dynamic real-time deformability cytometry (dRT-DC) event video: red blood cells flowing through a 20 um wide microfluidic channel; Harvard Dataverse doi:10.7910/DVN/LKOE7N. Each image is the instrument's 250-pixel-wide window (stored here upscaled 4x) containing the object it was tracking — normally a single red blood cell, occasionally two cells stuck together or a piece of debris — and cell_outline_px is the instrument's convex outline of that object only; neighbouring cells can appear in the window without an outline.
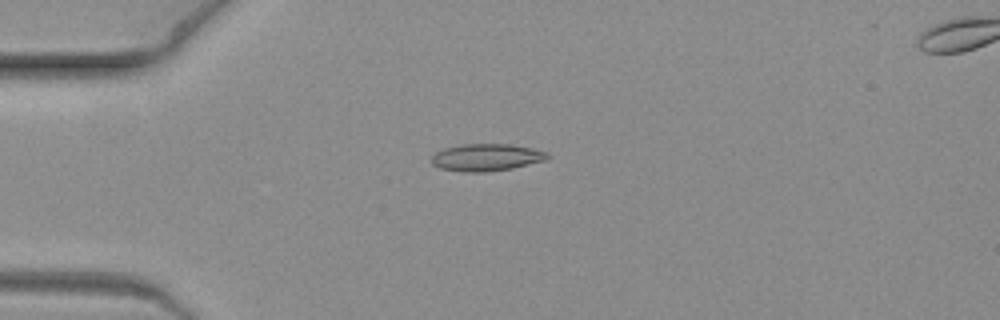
{"species": "common noctule bat (a hibernating species)", "species_latin": "Nyctalus noctula", "temperature_condition": "warm", "stored_images_in_passage": 8, "camera_frame_rate_fps": 3000, "um_per_image_px": 0.085, "animal": {"sex": "female", "body_mass_g": 19.3, "forearm_length_mm": 54.1}, "frame": {"image": 1, "passage_image": 1, "time_ms": 0.0, "image_size_px": [1000, 320], "cell_outline_px": [[552, 156], [544, 160], [512, 168], [488, 172], [464, 172], [440, 168], [432, 164], [432, 156], [436, 152], [444, 148], [464, 144], [512, 144], [532, 148], [548, 152]], "centroid_in_image_um": [41.36, 13.37], "position_along_channel_um": 43.6, "area_um2": 18.38}}
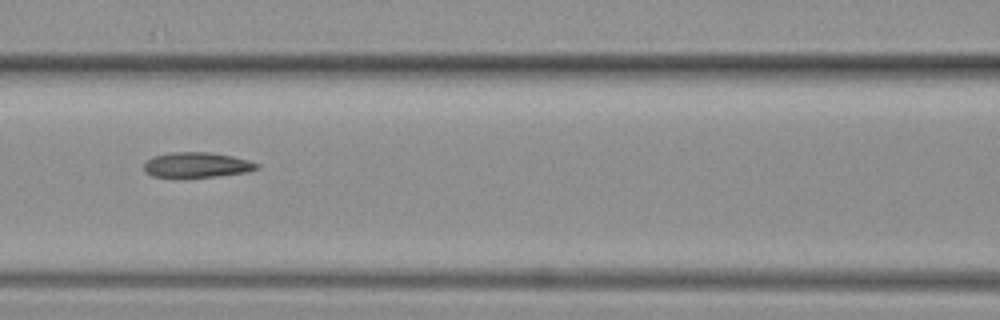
{"frame": {"image": 2, "passage_image": 5, "time_ms": 1.333, "image_size_px": [1000, 320], "cell_outline_px": [[260, 168], [248, 172], [216, 176], [152, 176], [144, 172], [144, 164], [152, 156], [172, 152], [208, 152], [232, 156], [248, 160], [260, 164]], "centroid_in_image_um": [16.76, 14.0], "position_along_channel_um": 149.8, "area_um2": 16.36}}
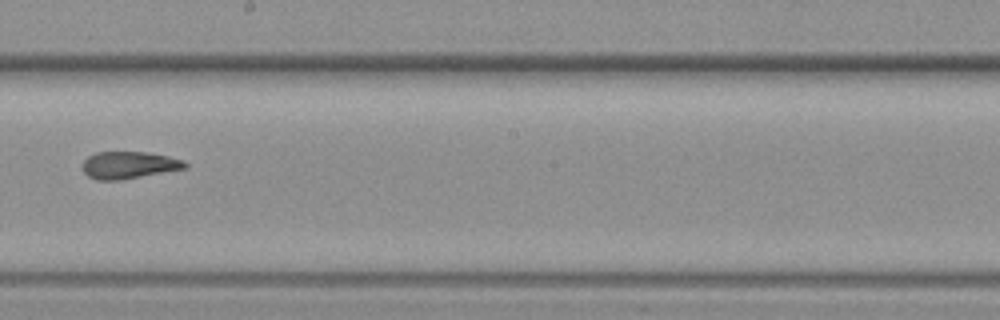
{"frame": {"image": 3, "passage_image": 7, "time_ms": 2.0, "image_size_px": [1000, 320], "cell_outline_px": [[188, 168], [120, 180], [96, 180], [88, 176], [80, 168], [84, 160], [88, 156], [96, 152], [144, 152], [168, 156], [184, 160], [188, 164]], "centroid_in_image_um": [10.94, 14.03], "position_along_channel_um": 237.3, "area_um2": 16.36}}